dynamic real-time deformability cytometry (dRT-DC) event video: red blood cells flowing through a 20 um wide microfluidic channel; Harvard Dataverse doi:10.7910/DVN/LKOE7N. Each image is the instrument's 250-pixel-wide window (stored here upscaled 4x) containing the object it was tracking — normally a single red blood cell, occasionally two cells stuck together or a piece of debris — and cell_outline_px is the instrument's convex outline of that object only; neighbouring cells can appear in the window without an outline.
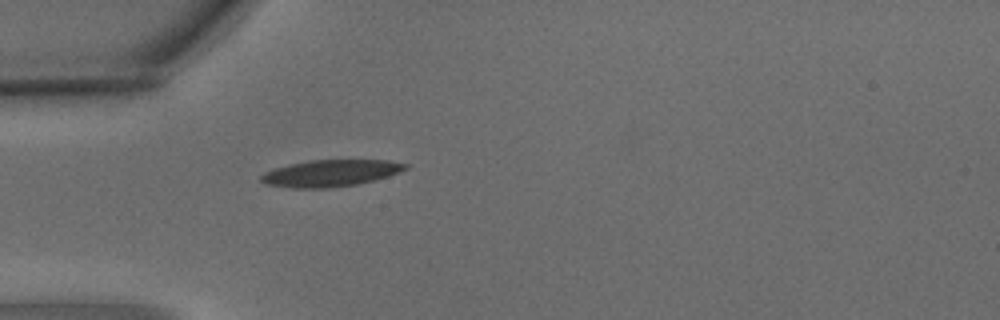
{"species": "common noctule bat (a hibernating species)", "species_latin": "Nyctalus noctula", "temperature_condition": "warm", "stored_images_in_passage": 1, "camera_frame_rate_fps": 3000, "um_per_image_px": 0.085, "animal": {"sex": "male", "body_mass_g": 15.6}, "frame": {"image": 1, "passage_image": 1, "time_ms": 0.0, "image_size_px": [1000, 320], "cell_outline_px": [[408, 168], [400, 172], [388, 176], [356, 184], [332, 188], [292, 188], [264, 184], [260, 180], [260, 176], [264, 172], [288, 164], [308, 160], [388, 160], [408, 164]], "centroid_in_image_um": [28.07, 14.72], "position_along_channel_um": 56.9, "area_um2": 22.54}}